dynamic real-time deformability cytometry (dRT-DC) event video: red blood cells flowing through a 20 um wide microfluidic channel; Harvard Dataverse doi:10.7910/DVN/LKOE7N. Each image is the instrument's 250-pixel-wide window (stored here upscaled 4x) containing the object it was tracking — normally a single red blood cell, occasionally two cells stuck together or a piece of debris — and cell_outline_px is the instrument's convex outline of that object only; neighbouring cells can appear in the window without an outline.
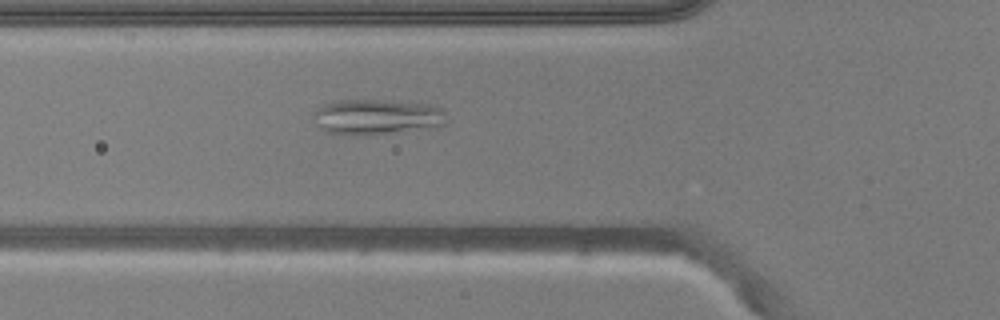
{"species": "common noctule bat (a hibernating species)", "species_latin": "Nyctalus noctula", "temperature_condition": "warm", "stored_images_in_passage": 39, "camera_frame_rate_fps": 3000, "um_per_image_px": 0.085, "animal": {"sex": "male", "body_mass_g": 20.5, "forearm_length_mm": 52.5}, "frame": {"image": 1, "passage_image": 6, "time_ms": 1.667, "image_size_px": [1000, 320], "cell_outline_px": [[444, 124], [440, 128], [360, 136], [348, 136], [328, 132], [320, 128], [312, 116], [316, 108], [324, 104], [340, 100], [376, 100], [432, 104], [444, 108]], "centroid_in_image_um": [32.06, 9.96], "position_along_channel_um": 93.7, "area_um2": 28.03}}
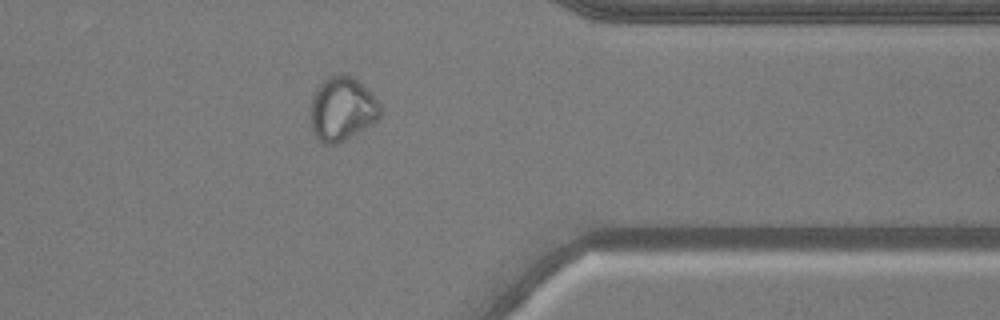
{"frame": {"image": 2, "passage_image": 29, "time_ms": 9.333, "image_size_px": [1000, 320], "cell_outline_px": [[380, 116], [372, 124], [344, 140], [336, 144], [324, 144], [316, 140], [312, 132], [308, 116], [308, 112], [312, 96], [316, 88], [324, 80], [332, 76], [352, 76], [380, 104]], "centroid_in_image_um": [28.99, 9.32], "position_along_channel_um": 382.4, "area_um2": 25.84}}
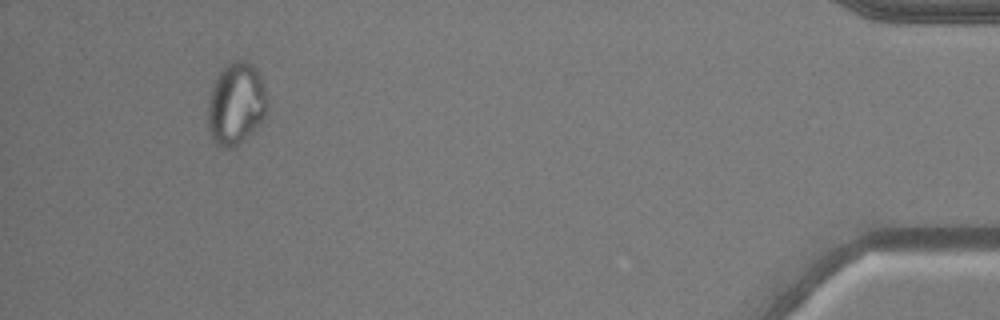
{"frame": {"image": 3, "passage_image": 36, "time_ms": 11.667, "image_size_px": [1000, 320], "cell_outline_px": [[268, 112], [260, 124], [232, 148], [224, 148], [216, 144], [212, 136], [208, 124], [208, 100], [212, 84], [216, 76], [232, 60], [244, 60], [252, 64], [256, 68], [260, 76], [264, 88], [268, 108]], "centroid_in_image_um": [20.06, 8.79], "position_along_channel_um": 415.1, "area_um2": 28.32}, "authors_computed_cell_mechanics": {"area_um2": 26.4146, "velocity_mm_per_s": 3.9305, "shape_relaxation_time_tau1_ms": null, "shape_relaxation_time_tau2_ms": 1.0071, "deformation_change_tau1": null, "deformation_change_tau2": 0.0581}}